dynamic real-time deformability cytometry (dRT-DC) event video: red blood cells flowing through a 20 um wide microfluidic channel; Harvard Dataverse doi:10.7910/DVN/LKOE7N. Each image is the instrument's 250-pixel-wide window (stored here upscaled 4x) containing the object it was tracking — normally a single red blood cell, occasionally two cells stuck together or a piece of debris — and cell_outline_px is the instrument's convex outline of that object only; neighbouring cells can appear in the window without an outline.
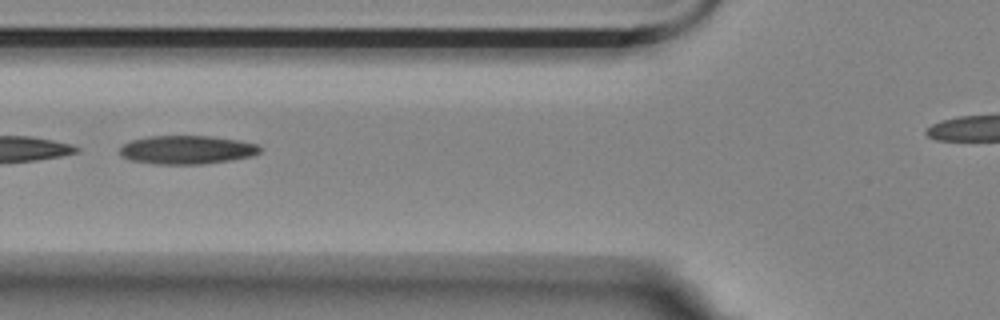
{"species": "Egyptian fruit bat (a non-hibernating species)", "species_latin": "Rousettus aegyptiacus", "temperature_condition": "room temperature", "stored_images_in_passage": 7, "segment_of_instrument_passage": [1, 2], "camera_frame_rate_fps": 3000, "um_per_image_px": 0.085, "animal": {"sex": "female"}, "frame": {"image": 1, "passage_image": 4, "time_ms": 3.333, "image_size_px": [1000, 320], "cell_outline_px": [[260, 152], [252, 156], [204, 164], [160, 164], [132, 160], [120, 156], [120, 148], [124, 144], [132, 140], [148, 136], [212, 136], [236, 140], [256, 144], [260, 148]], "centroid_in_image_um": [15.86, 12.73], "position_along_channel_um": 109.9, "area_um2": 23.06}}
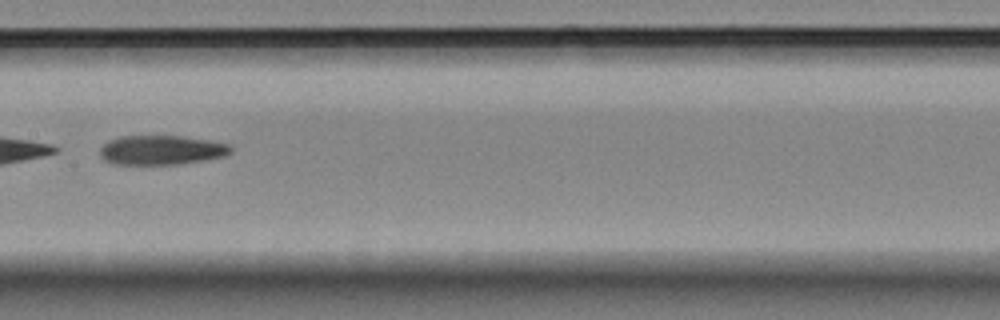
{"frame": {"image": 2, "passage_image": 6, "time_ms": 5.667, "image_size_px": [1000, 320], "cell_outline_px": [[232, 152], [224, 156], [180, 164], [112, 164], [104, 160], [100, 156], [100, 148], [108, 140], [120, 136], [180, 136], [212, 140], [228, 144], [232, 148]], "centroid_in_image_um": [13.7, 12.75], "position_along_channel_um": 193.7, "area_um2": 22.48}}